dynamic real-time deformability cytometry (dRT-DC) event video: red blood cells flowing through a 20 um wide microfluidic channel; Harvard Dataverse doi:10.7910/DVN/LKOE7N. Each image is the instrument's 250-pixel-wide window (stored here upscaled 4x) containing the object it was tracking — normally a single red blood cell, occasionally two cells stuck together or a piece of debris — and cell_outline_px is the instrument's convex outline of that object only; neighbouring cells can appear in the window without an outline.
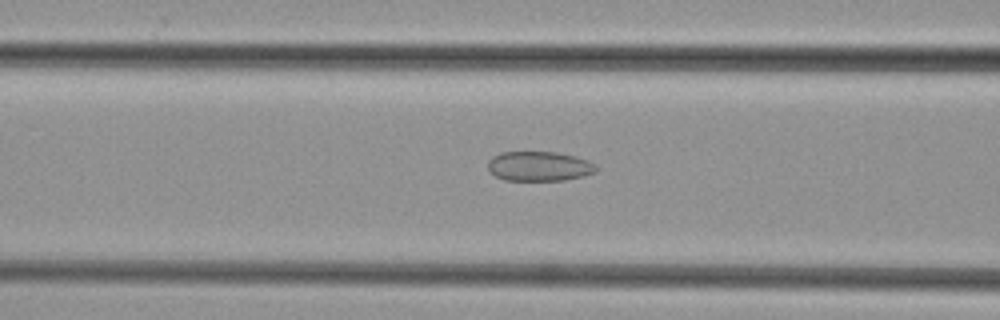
{"species": "common noctule bat (a hibernating species)", "species_latin": "Nyctalus noctula", "temperature_condition": "cold", "stored_images_in_passage": 35, "camera_frame_rate_fps": 3000, "um_per_image_px": 0.085, "animal": {"sex": "female", "body_mass_g": 29.2, "forearm_length_mm": 56.3}, "frame": {"image": 1, "passage_image": 6, "time_ms": 1.667, "image_size_px": [1000, 320], "cell_outline_px": [[596, 172], [584, 176], [564, 180], [504, 180], [488, 172], [488, 160], [492, 156], [500, 152], [556, 152], [576, 156], [588, 160], [596, 164]], "centroid_in_image_um": [45.82, 14.12], "position_along_channel_um": 120.8, "area_um2": 18.9}}
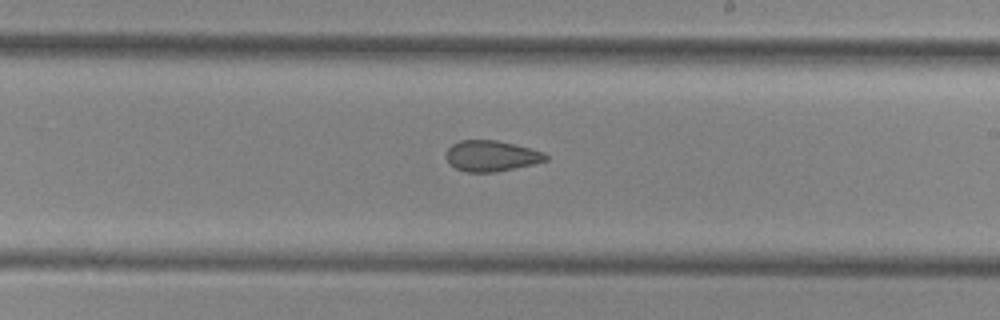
{"frame": {"image": 2, "passage_image": 15, "time_ms": 4.667, "image_size_px": [1000, 320], "cell_outline_px": [[548, 160], [532, 164], [496, 172], [468, 172], [456, 168], [444, 156], [444, 152], [452, 144], [460, 140], [496, 140], [544, 152], [548, 156]], "centroid_in_image_um": [41.73, 13.25], "position_along_channel_um": 247.3, "area_um2": 17.74}}
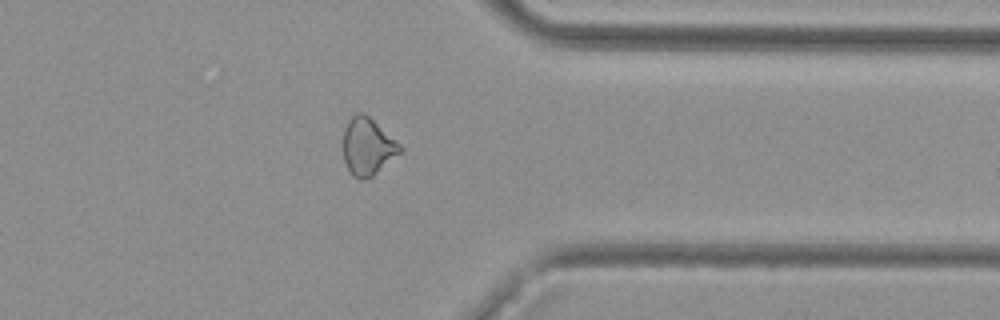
{"frame": {"image": 3, "passage_image": 25, "time_ms": 8.0, "image_size_px": [1000, 320], "cell_outline_px": [[404, 148], [400, 152], [372, 176], [360, 180], [352, 176], [344, 160], [344, 128], [348, 120], [356, 112], [364, 112], [400, 144]], "centroid_in_image_um": [31.23, 12.44], "position_along_channel_um": 380.2, "area_um2": 18.67}}